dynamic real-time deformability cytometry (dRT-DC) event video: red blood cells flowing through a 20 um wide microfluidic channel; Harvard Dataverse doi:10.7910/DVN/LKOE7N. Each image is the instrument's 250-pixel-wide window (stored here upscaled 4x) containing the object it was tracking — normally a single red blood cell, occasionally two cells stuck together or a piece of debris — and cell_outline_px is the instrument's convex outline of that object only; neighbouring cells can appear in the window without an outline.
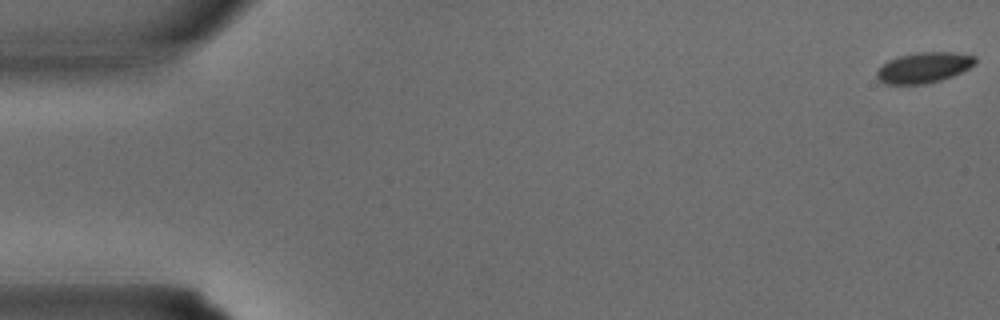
{"species": "common noctule bat (a hibernating species)", "species_latin": "Nyctalus noctula", "temperature_condition": "warm", "stored_images_in_passage": 11, "camera_frame_rate_fps": 3000, "um_per_image_px": 0.085, "animal": {"sex": "male", "body_mass_g": 15.6}, "frame": {"image": 1, "passage_image": 1, "time_ms": 0.0, "image_size_px": [1000, 320], "cell_outline_px": [[976, 64], [952, 76], [940, 80], [924, 84], [884, 84], [876, 76], [876, 72], [888, 60], [900, 56], [916, 52], [952, 52], [976, 56]], "centroid_in_image_um": [78.53, 5.74], "position_along_channel_um": 6.5, "area_um2": 17.4}}
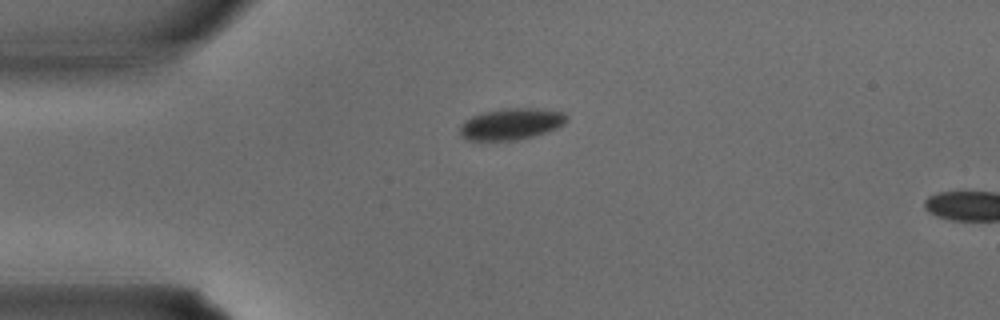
{"frame": {"image": 2, "passage_image": 9, "time_ms": 2.667, "image_size_px": [1000, 320], "cell_outline_px": [[568, 120], [564, 124], [556, 128], [532, 136], [516, 140], [468, 140], [460, 136], [460, 124], [464, 120], [472, 116], [484, 112], [504, 108], [536, 108], [564, 112], [568, 116]], "centroid_in_image_um": [43.44, 10.53], "position_along_channel_um": 41.6, "area_um2": 19.54}}